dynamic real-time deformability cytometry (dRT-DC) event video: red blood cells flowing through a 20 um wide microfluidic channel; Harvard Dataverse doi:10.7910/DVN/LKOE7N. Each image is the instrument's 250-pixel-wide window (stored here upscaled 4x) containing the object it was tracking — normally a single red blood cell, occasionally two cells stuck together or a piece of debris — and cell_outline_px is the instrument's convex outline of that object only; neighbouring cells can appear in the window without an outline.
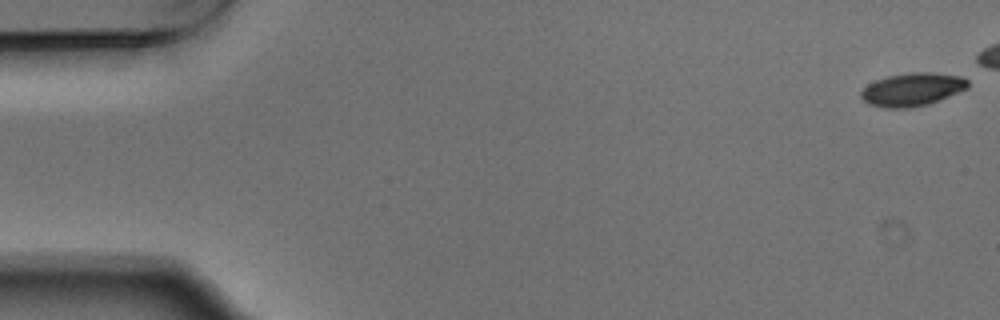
{"species": "Egyptian fruit bat (a non-hibernating species)", "species_latin": "Rousettus aegyptiacus", "temperature_condition": "warm", "stored_images_in_passage": 6, "camera_frame_rate_fps": 3000, "um_per_image_px": 0.085, "animal": {"sex": "male"}, "frame": {"image": 1, "passage_image": 1, "time_ms": 0.0, "image_size_px": [1000, 320], "cell_outline_px": [[968, 88], [928, 104], [912, 108], [884, 108], [868, 104], [860, 96], [860, 92], [868, 84], [876, 80], [888, 76], [912, 72], [932, 72], [960, 76], [968, 80]], "centroid_in_image_um": [77.52, 7.61], "position_along_channel_um": 7.5, "area_um2": 20.58}}
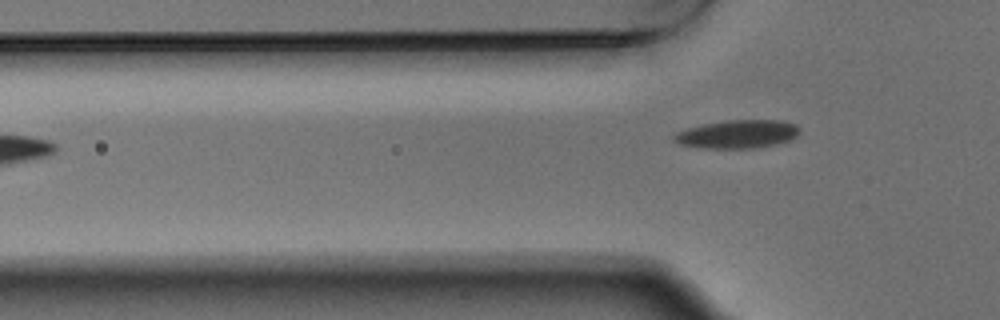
{"frame": {"image": 2, "passage_image": 6, "time_ms": 1.667, "image_size_px": [1000, 320], "cell_outline_px": [[800, 132], [796, 136], [788, 140], [776, 144], [756, 148], [700, 148], [680, 144], [672, 140], [672, 136], [676, 132], [688, 128], [704, 124], [724, 120], [784, 120], [796, 124], [800, 128]], "centroid_in_image_um": [62.69, 11.39], "position_along_channel_um": 63.1, "area_um2": 20.87}}